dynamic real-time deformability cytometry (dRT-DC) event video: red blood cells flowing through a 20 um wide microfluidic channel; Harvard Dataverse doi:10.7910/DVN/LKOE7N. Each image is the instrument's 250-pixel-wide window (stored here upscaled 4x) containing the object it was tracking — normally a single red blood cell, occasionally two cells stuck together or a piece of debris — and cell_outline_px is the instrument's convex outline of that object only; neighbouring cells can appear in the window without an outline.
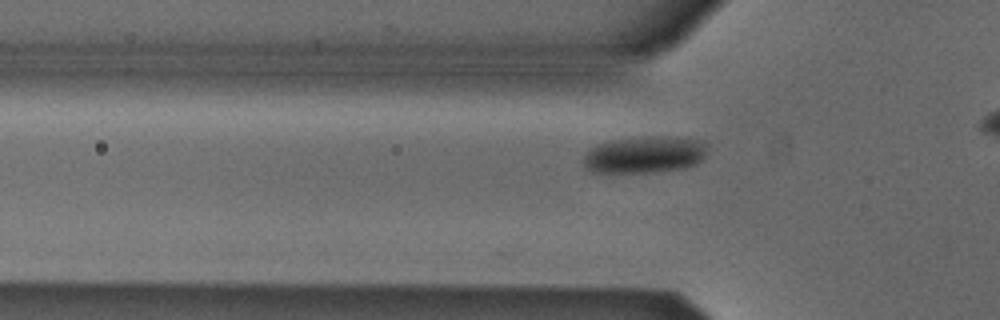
{"species": "Egyptian fruit bat (a non-hibernating species)", "species_latin": "Rousettus aegyptiacus", "temperature_condition": "cold", "stored_images_in_passage": 33, "camera_frame_rate_fps": 3000, "um_per_image_px": 0.085, "animal": {"sex": "male"}, "frame": {"image": 1, "passage_image": 7, "time_ms": 2.0, "image_size_px": [1000, 320], "cell_outline_px": [[708, 144], [704, 156], [696, 164], [688, 168], [652, 172], [592, 172], [584, 168], [584, 156], [596, 144], [608, 140], [652, 136], [688, 136], [700, 140]], "centroid_in_image_um": [54.84, 13.12], "position_along_channel_um": 71.0, "area_um2": 27.05}}
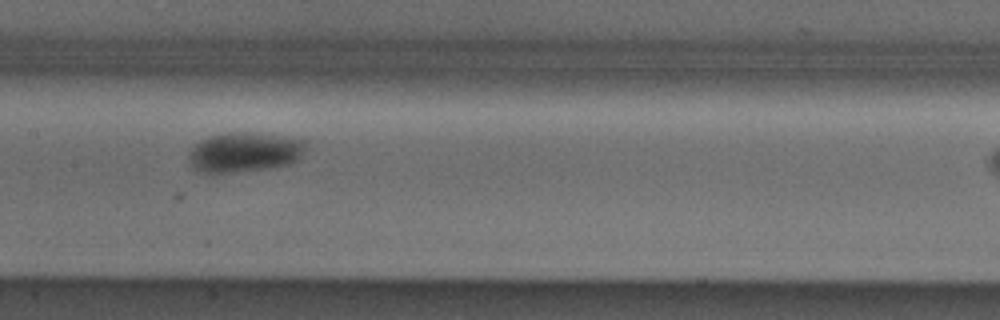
{"frame": {"image": 2, "passage_image": 16, "time_ms": 5.0, "image_size_px": [1000, 320], "cell_outline_px": [[308, 144], [300, 160], [276, 168], [212, 176], [200, 172], [192, 168], [188, 160], [188, 156], [192, 148], [200, 140], [208, 136], [228, 132], [256, 132], [304, 140]], "centroid_in_image_um": [20.76, 12.98], "position_along_channel_um": 186.6, "area_um2": 28.38}}
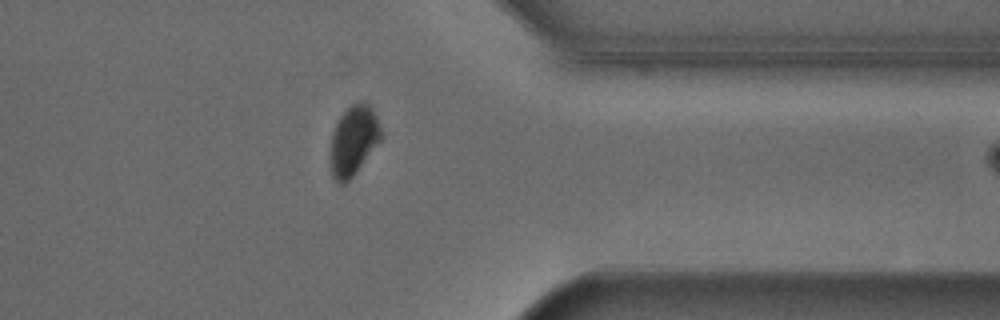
{"frame": {"image": 3, "passage_image": 32, "time_ms": 10.333, "image_size_px": [1000, 320], "cell_outline_px": [[384, 136], [356, 172], [344, 184], [336, 184], [328, 168], [328, 156], [332, 132], [340, 116], [352, 104], [360, 100], [364, 100], [372, 108], [376, 116]], "centroid_in_image_um": [30.01, 11.98], "position_along_channel_um": 381.4, "area_um2": 21.21}}